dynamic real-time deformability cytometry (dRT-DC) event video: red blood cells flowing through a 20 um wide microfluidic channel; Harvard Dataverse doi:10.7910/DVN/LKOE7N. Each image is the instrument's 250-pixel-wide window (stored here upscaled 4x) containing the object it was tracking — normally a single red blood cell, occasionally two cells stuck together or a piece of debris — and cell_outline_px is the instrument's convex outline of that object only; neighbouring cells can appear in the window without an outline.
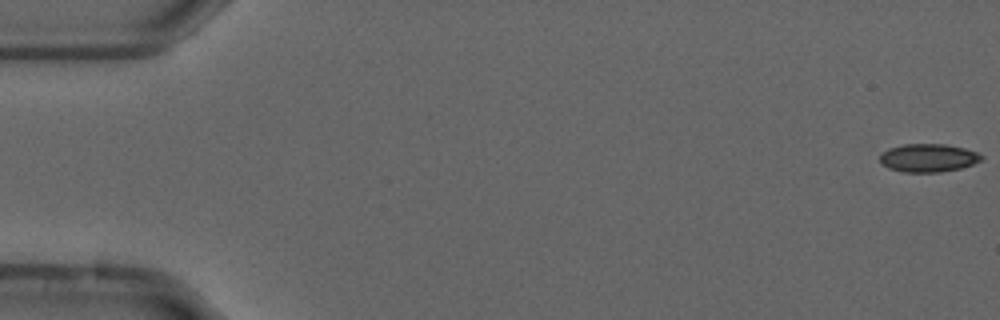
{"species": "common noctule bat (a hibernating species)", "species_latin": "Nyctalus noctula", "temperature_condition": "cold", "stored_images_in_passage": 55, "camera_frame_rate_fps": 3000, "um_per_image_px": 0.085, "animal": {"sex": "male", "forearm_length_mm": 52.5}, "frame": {"image": 1, "passage_image": 1, "time_ms": 0.0, "image_size_px": [1000, 320], "cell_outline_px": [[984, 160], [960, 168], [940, 172], [904, 172], [888, 168], [880, 160], [880, 152], [888, 148], [904, 144], [944, 144], [964, 148], [976, 152], [984, 156]], "centroid_in_image_um": [78.9, 13.41], "position_along_channel_um": 6.1, "area_um2": 16.7}}
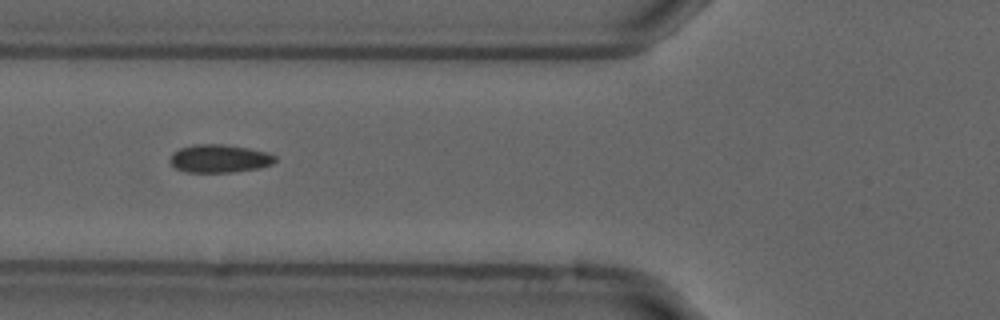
{"frame": {"image": 2, "passage_image": 21, "time_ms": 6.667, "image_size_px": [1000, 320], "cell_outline_px": [[276, 160], [272, 164], [260, 168], [232, 172], [188, 172], [176, 168], [168, 160], [172, 152], [180, 148], [192, 144], [224, 144], [248, 148], [268, 152], [276, 156]], "centroid_in_image_um": [18.65, 13.47], "position_along_channel_um": 107.2, "area_um2": 17.34}}
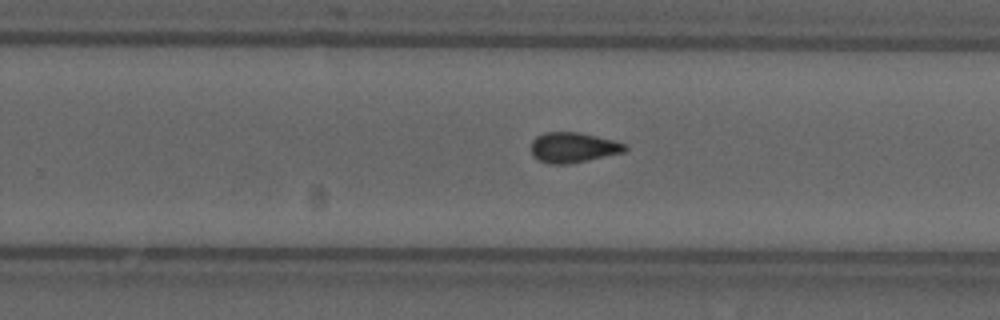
{"frame": {"image": 3, "passage_image": 35, "time_ms": 11.333, "image_size_px": [1000, 320], "cell_outline_px": [[628, 148], [624, 152], [568, 164], [552, 164], [540, 160], [532, 156], [532, 140], [536, 136], [544, 132], [580, 132], [628, 144]], "centroid_in_image_um": [48.72, 12.52], "position_along_channel_um": 281.1, "area_um2": 16.47}, "authors_computed_cell_mechanics": {"area_um2": 16.5886, "velocity_mm_per_s": 3.726, "shape_relaxation_time_tau1_ms": 6.6489, "shape_relaxation_time_tau2_ms": 2.217, "deformation_change_tau1": 0.1388, "deformation_change_tau2": 0.068}}